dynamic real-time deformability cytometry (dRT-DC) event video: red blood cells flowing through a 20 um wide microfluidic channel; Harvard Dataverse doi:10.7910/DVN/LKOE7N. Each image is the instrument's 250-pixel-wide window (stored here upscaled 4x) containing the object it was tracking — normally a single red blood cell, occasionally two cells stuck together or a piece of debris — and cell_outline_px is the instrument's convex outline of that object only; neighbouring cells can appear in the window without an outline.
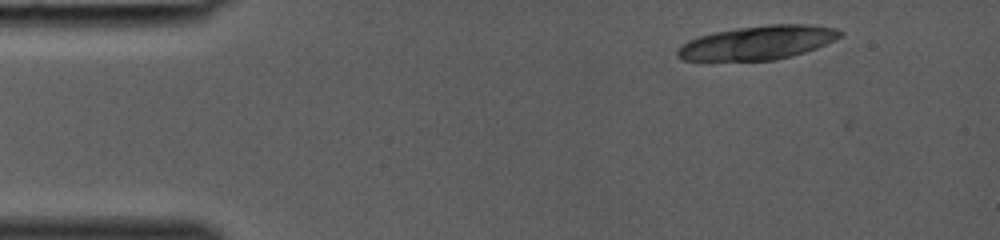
{"species": "common noctule bat (a hibernating species)", "species_latin": "Nyctalus noctula", "temperature_condition": "room temperature", "stored_images_in_passage": 4, "camera_frame_rate_fps": 3000, "um_per_image_px": 0.085, "animal": {"sex": "female", "body_mass_g": 19.0, "forearm_length_mm": 53.3}, "frame": {"image": 1, "passage_image": 2, "time_ms": 0.333, "image_size_px": [1000, 240], "cell_outline_px": [[844, 32], [840, 36], [816, 48], [792, 56], [776, 60], [712, 64], [700, 64], [684, 60], [676, 56], [676, 52], [688, 40], [700, 36], [716, 32], [736, 28], [768, 24], [808, 24], [836, 28]], "centroid_in_image_um": [64.28, 3.69], "position_along_channel_um": 20.7, "area_um2": 33.23}}